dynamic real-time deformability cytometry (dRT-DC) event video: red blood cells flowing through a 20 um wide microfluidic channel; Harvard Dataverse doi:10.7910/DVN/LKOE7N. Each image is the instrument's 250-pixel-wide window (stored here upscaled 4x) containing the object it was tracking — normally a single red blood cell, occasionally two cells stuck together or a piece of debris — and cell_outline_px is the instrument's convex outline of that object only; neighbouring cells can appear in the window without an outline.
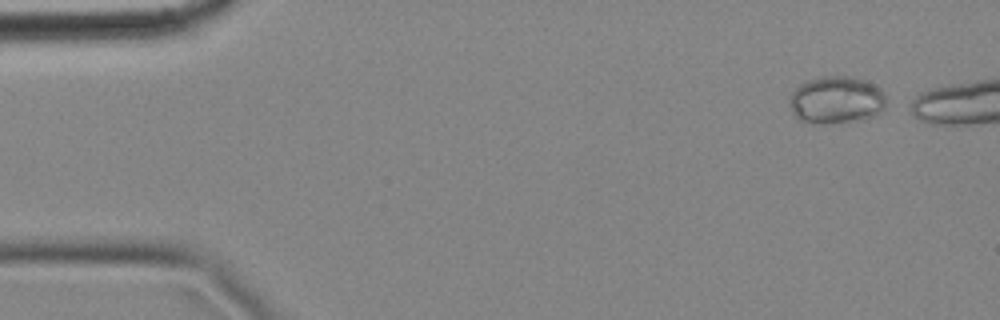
{"species": "common noctule bat (a hibernating species)", "species_latin": "Nyctalus noctula", "temperature_condition": "cold", "stored_images_in_passage": 7, "camera_frame_rate_fps": 3000, "um_per_image_px": 0.085, "animal": {"sex": "female", "body_mass_g": 18.4}, "frame": {"image": 1, "passage_image": 1, "time_ms": 0.0, "image_size_px": [1000, 320], "cell_outline_px": [[884, 108], [880, 112], [864, 120], [800, 120], [792, 112], [788, 104], [788, 100], [792, 92], [800, 84], [808, 80], [824, 76], [852, 76], [864, 80], [880, 88], [884, 96]], "centroid_in_image_um": [71.08, 8.43], "position_along_channel_um": 13.9, "area_um2": 25.78}}
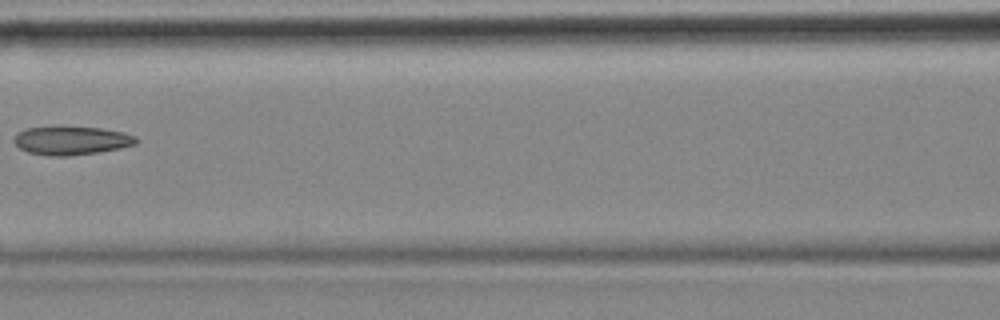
{"frame": {"image": 2, "passage_image": 7, "time_ms": 2.0, "image_size_px": [1000, 320], "cell_outline_px": [[140, 140], [136, 144], [120, 148], [100, 152], [68, 156], [48, 156], [28, 152], [20, 148], [12, 140], [16, 132], [24, 128], [100, 128], [124, 132], [136, 136]], "centroid_in_image_um": [6.08, 11.96], "position_along_channel_um": 160.5, "area_um2": 20.17}}